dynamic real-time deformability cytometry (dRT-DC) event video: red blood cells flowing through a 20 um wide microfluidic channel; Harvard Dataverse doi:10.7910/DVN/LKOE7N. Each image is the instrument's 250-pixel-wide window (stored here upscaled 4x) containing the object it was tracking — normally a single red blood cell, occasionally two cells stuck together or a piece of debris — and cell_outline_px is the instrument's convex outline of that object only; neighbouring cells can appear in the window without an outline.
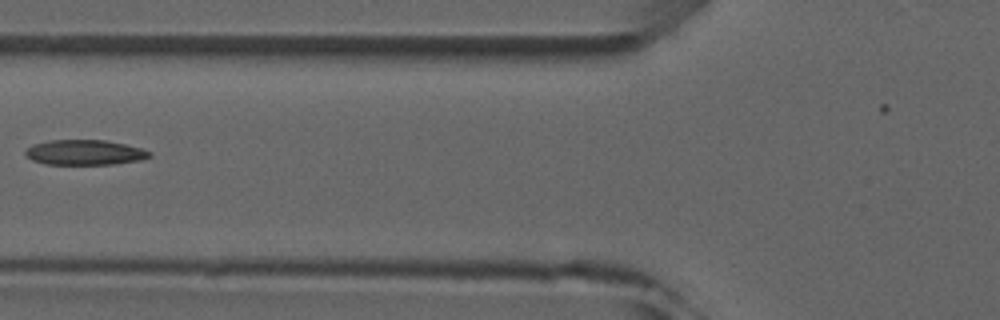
{"species": "common noctule bat (a hibernating species)", "species_latin": "Nyctalus noctula", "temperature_condition": "room temperature", "stored_images_in_passage": 3, "camera_frame_rate_fps": 3000, "um_per_image_px": 0.085, "animal": {"sex": "male", "forearm_length_mm": 52.5}, "frame": {"image": 1, "passage_image": 2, "time_ms": 1.333, "image_size_px": [1000, 320], "cell_outline_px": [[152, 156], [140, 160], [112, 164], [44, 164], [32, 160], [24, 152], [32, 144], [48, 140], [104, 140], [124, 144], [140, 148], [152, 152]], "centroid_in_image_um": [7.19, 12.95], "position_along_channel_um": 118.6, "area_um2": 18.09}}
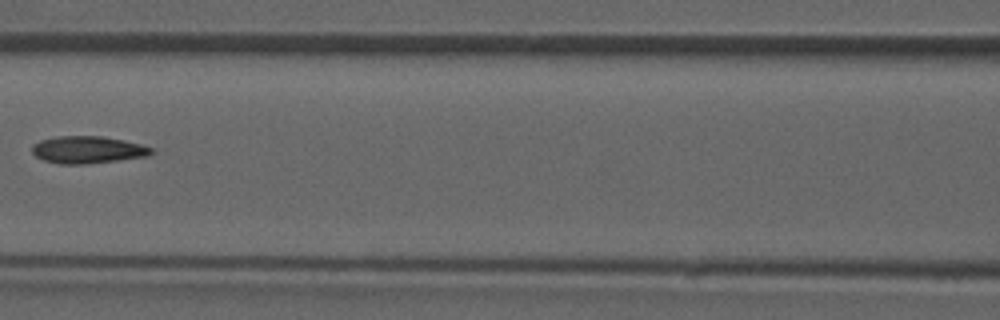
{"frame": {"image": 2, "passage_image": 3, "time_ms": 2.333, "image_size_px": [1000, 320], "cell_outline_px": [[156, 152], [148, 156], [88, 164], [60, 164], [44, 160], [36, 156], [32, 152], [32, 144], [40, 140], [56, 136], [104, 136], [144, 144], [152, 148]], "centroid_in_image_um": [7.49, 12.72], "position_along_channel_um": 159.1, "area_um2": 19.19}}